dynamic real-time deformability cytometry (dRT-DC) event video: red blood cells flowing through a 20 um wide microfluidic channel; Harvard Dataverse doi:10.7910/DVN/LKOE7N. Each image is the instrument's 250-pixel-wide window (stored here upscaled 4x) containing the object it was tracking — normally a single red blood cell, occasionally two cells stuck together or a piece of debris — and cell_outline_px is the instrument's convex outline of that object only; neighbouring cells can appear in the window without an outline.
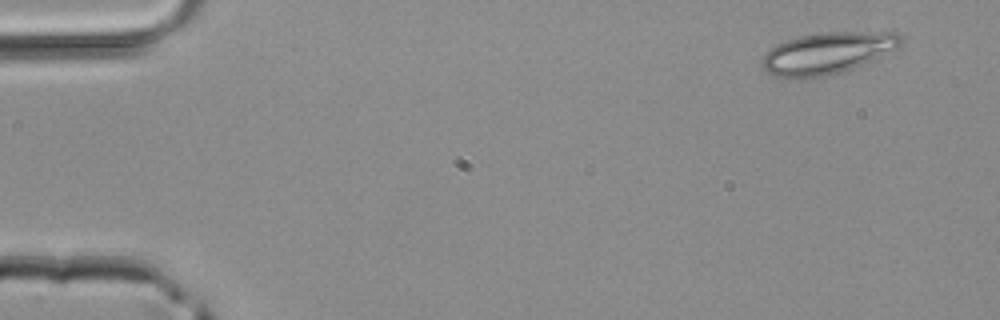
{"species": "common noctule bat (a hibernating species)", "species_latin": "Nyctalus noctula", "temperature_condition": "room temperature", "stored_images_in_passage": 4, "camera_frame_rate_fps": 3000, "um_per_image_px": 0.085, "animal": {"sex": "male", "body_mass_g": 20.4}, "frame": {"image": 1, "passage_image": 1, "time_ms": 0.0, "image_size_px": [1000, 320], "cell_outline_px": [[904, 36], [900, 44], [896, 48], [872, 60], [852, 68], [840, 72], [824, 76], [776, 76], [768, 72], [764, 68], [760, 60], [768, 48], [776, 44], [800, 36], [828, 32], [896, 32]], "centroid_in_image_um": [70.33, 4.48], "position_along_channel_um": 14.7, "area_um2": 32.95}}